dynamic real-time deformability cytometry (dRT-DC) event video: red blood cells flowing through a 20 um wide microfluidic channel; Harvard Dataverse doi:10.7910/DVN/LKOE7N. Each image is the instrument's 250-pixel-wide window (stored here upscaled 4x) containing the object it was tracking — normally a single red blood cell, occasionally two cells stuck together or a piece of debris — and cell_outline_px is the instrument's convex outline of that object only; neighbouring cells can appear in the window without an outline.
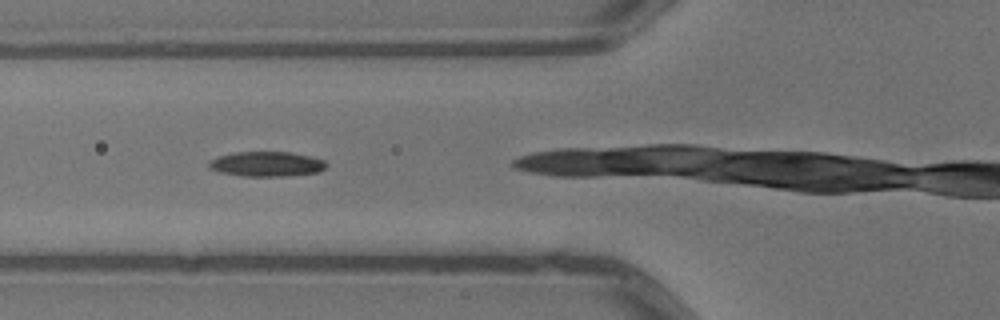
{"species": "common noctule bat (a hibernating species)", "species_latin": "Nyctalus noctula", "temperature_condition": "warm", "stored_images_in_passage": 4, "camera_frame_rate_fps": 3000, "um_per_image_px": 0.085, "animal": {"sex": "male", "body_mass_g": 13.3}, "frame": {"image": 1, "passage_image": 2, "time_ms": 0.333, "image_size_px": [1000, 320], "cell_outline_px": [[328, 164], [320, 172], [284, 176], [244, 176], [220, 172], [208, 168], [208, 160], [216, 156], [232, 152], [288, 152], [312, 156], [324, 160]], "centroid_in_image_um": [22.63, 13.93], "position_along_channel_um": 103.2, "area_um2": 17.22}}